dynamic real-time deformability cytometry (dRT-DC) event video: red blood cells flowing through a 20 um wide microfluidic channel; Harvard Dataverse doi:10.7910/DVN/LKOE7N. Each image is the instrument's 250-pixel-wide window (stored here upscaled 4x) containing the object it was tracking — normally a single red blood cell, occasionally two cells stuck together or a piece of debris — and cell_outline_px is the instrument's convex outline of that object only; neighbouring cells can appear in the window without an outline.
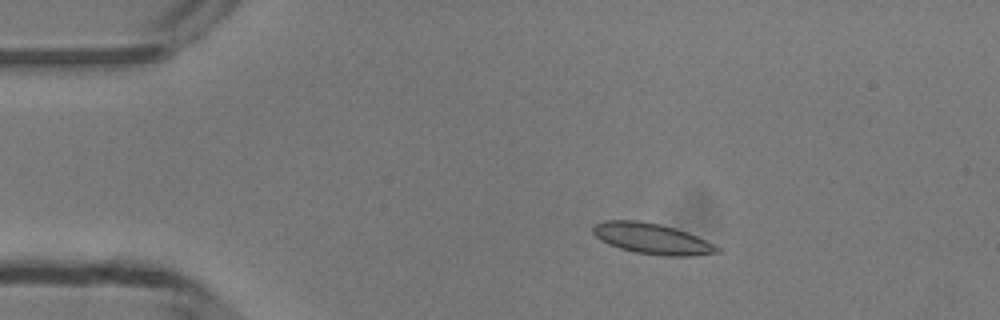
{"species": "common noctule bat (a hibernating species)", "species_latin": "Nyctalus noctula", "temperature_condition": "room temperature", "stored_images_in_passage": 41, "camera_frame_rate_fps": 3000, "um_per_image_px": 0.085, "animal": {"sex": "male", "body_mass_g": 13.3}, "frame": {"image": 1, "passage_image": 1, "time_ms": 0.0, "image_size_px": [1000, 320], "cell_outline_px": [[720, 252], [692, 256], [664, 256], [636, 252], [620, 248], [608, 244], [600, 240], [592, 232], [592, 228], [596, 224], [604, 220], [636, 220], [660, 224], [688, 232], [720, 248]], "centroid_in_image_um": [55.39, 20.28], "position_along_channel_um": 29.6, "area_um2": 22.08}}
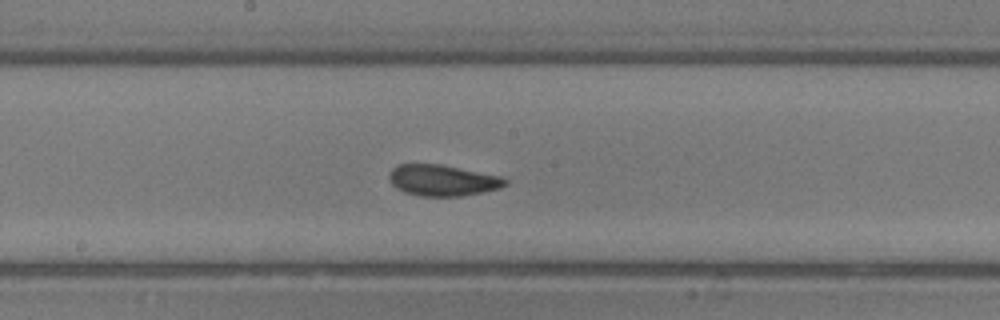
{"frame": {"image": 2, "passage_image": 18, "time_ms": 5.667, "image_size_px": [1000, 320], "cell_outline_px": [[508, 184], [500, 188], [484, 192], [460, 196], [420, 196], [404, 192], [396, 188], [388, 180], [388, 176], [392, 168], [396, 164], [440, 164], [500, 176], [508, 180]], "centroid_in_image_um": [37.6, 15.33], "position_along_channel_um": 210.6, "area_um2": 21.15}}
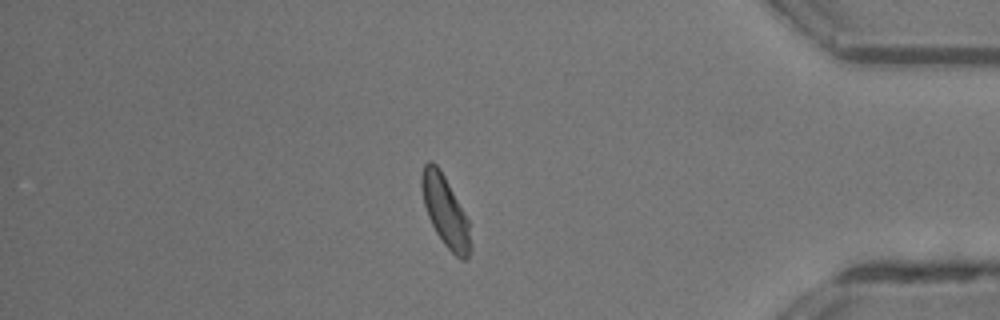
{"frame": {"image": 3, "passage_image": 34, "time_ms": 11.0, "image_size_px": [1000, 320], "cell_outline_px": [[472, 244], [468, 260], [460, 260], [444, 244], [436, 232], [428, 216], [424, 204], [420, 184], [420, 176], [424, 164], [428, 160], [432, 160], [440, 168], [464, 212], [468, 220]], "centroid_in_image_um": [37.85, 17.95], "position_along_channel_um": 397.4, "area_um2": 20.23}, "authors_computed_cell_mechanics": {"area_um2": 20.8658, "velocity_mm_per_s": 4.1697, "shape_relaxation_time_tau1_ms": 3.7675, "shape_relaxation_time_tau2_ms": 0.9261, "deformation_change_tau1": 0.1069, "deformation_change_tau2": 0.0458}}